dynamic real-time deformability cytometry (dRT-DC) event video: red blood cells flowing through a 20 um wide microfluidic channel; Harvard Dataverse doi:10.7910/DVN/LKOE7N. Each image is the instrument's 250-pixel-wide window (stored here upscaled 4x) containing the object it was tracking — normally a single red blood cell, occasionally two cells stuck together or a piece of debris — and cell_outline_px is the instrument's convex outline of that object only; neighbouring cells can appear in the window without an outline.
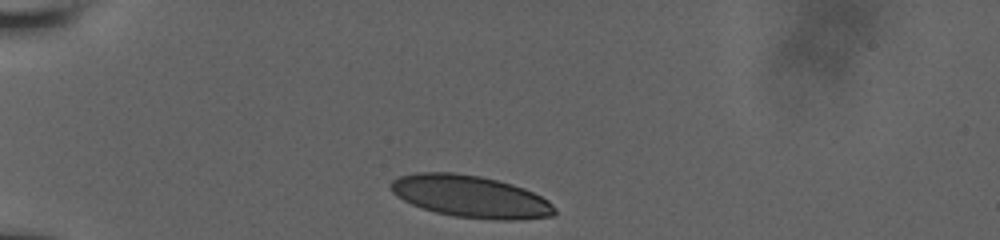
{"species": "human", "species_latin": "Homo sapiens", "temperature_condition": "room temperature", "stored_images_in_passage": 8, "camera_frame_rate_fps": 3000, "um_per_image_px": 0.085, "donor": {"sex": "male"}, "frame": {"image": 1, "passage_image": 1, "time_ms": 0.0, "image_size_px": [1000, 240], "cell_outline_px": [[556, 212], [552, 216], [520, 220], [492, 220], [452, 216], [436, 212], [412, 204], [396, 196], [392, 192], [388, 184], [392, 180], [400, 176], [416, 172], [452, 172], [480, 176], [512, 184], [524, 188], [548, 200], [556, 208]], "centroid_in_image_um": [39.99, 16.7], "position_along_channel_um": 45.0, "area_um2": 40.29}}
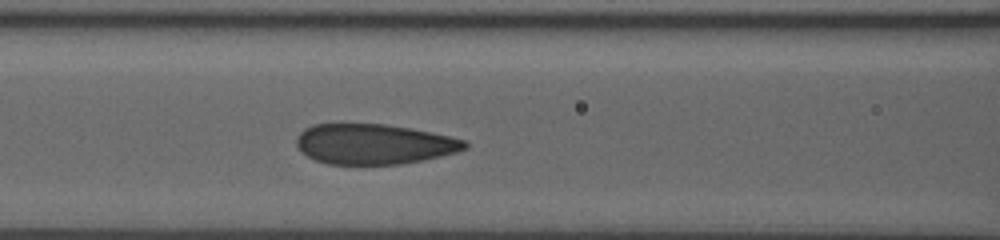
{"frame": {"image": 2, "passage_image": 6, "time_ms": 3.333, "image_size_px": [1000, 240], "cell_outline_px": [[468, 148], [456, 152], [424, 160], [400, 164], [328, 164], [316, 160], [300, 152], [296, 144], [296, 136], [304, 128], [312, 124], [384, 124], [432, 132], [464, 140], [468, 144]], "centroid_in_image_um": [31.75, 12.25], "position_along_channel_um": 134.8, "area_um2": 39.48}}
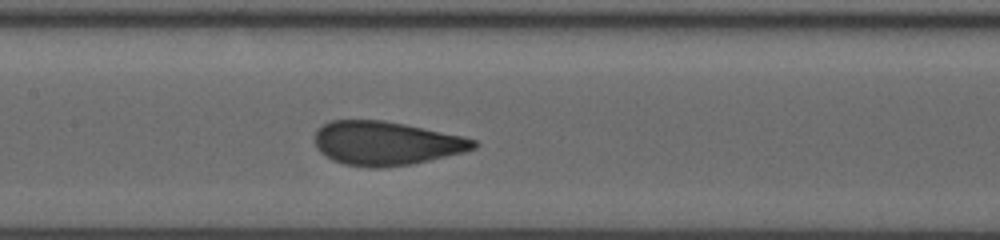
{"frame": {"image": 3, "passage_image": 8, "time_ms": 4.333, "image_size_px": [1000, 240], "cell_outline_px": [[480, 144], [476, 148], [464, 152], [412, 164], [384, 168], [364, 168], [344, 164], [332, 160], [324, 156], [316, 148], [316, 128], [332, 120], [384, 120], [404, 124], [460, 136], [476, 140]], "centroid_in_image_um": [32.79, 12.19], "position_along_channel_um": 174.6, "area_um2": 40.69}}